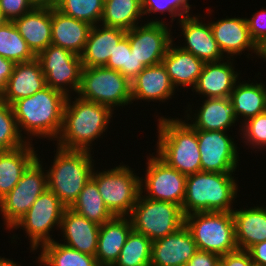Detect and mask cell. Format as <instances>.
<instances>
[{"label": "cell", "mask_w": 266, "mask_h": 266, "mask_svg": "<svg viewBox=\"0 0 266 266\" xmlns=\"http://www.w3.org/2000/svg\"><path fill=\"white\" fill-rule=\"evenodd\" d=\"M156 153L184 175L201 171L196 130L185 120L159 117Z\"/></svg>", "instance_id": "obj_4"}, {"label": "cell", "mask_w": 266, "mask_h": 266, "mask_svg": "<svg viewBox=\"0 0 266 266\" xmlns=\"http://www.w3.org/2000/svg\"><path fill=\"white\" fill-rule=\"evenodd\" d=\"M171 9L179 16V19L191 15V5L188 0H170Z\"/></svg>", "instance_id": "obj_48"}, {"label": "cell", "mask_w": 266, "mask_h": 266, "mask_svg": "<svg viewBox=\"0 0 266 266\" xmlns=\"http://www.w3.org/2000/svg\"><path fill=\"white\" fill-rule=\"evenodd\" d=\"M106 68L119 71L130 82L145 68L141 61H138L131 52L128 37L125 35L115 46L105 66Z\"/></svg>", "instance_id": "obj_37"}, {"label": "cell", "mask_w": 266, "mask_h": 266, "mask_svg": "<svg viewBox=\"0 0 266 266\" xmlns=\"http://www.w3.org/2000/svg\"><path fill=\"white\" fill-rule=\"evenodd\" d=\"M198 250L220 256L238 250L232 212H197L185 216Z\"/></svg>", "instance_id": "obj_6"}, {"label": "cell", "mask_w": 266, "mask_h": 266, "mask_svg": "<svg viewBox=\"0 0 266 266\" xmlns=\"http://www.w3.org/2000/svg\"><path fill=\"white\" fill-rule=\"evenodd\" d=\"M44 87H46V79L37 58L15 63L13 73L7 81L0 100L12 105L15 101L32 96Z\"/></svg>", "instance_id": "obj_20"}, {"label": "cell", "mask_w": 266, "mask_h": 266, "mask_svg": "<svg viewBox=\"0 0 266 266\" xmlns=\"http://www.w3.org/2000/svg\"><path fill=\"white\" fill-rule=\"evenodd\" d=\"M0 56L14 63L27 62L36 58L12 21L0 27Z\"/></svg>", "instance_id": "obj_35"}, {"label": "cell", "mask_w": 266, "mask_h": 266, "mask_svg": "<svg viewBox=\"0 0 266 266\" xmlns=\"http://www.w3.org/2000/svg\"><path fill=\"white\" fill-rule=\"evenodd\" d=\"M103 6L104 0H58L55 8L67 16L94 26L101 21Z\"/></svg>", "instance_id": "obj_38"}, {"label": "cell", "mask_w": 266, "mask_h": 266, "mask_svg": "<svg viewBox=\"0 0 266 266\" xmlns=\"http://www.w3.org/2000/svg\"><path fill=\"white\" fill-rule=\"evenodd\" d=\"M229 98L234 106L237 121L241 116L240 119L243 117L244 123L247 119L265 112L263 83H240L238 80Z\"/></svg>", "instance_id": "obj_32"}, {"label": "cell", "mask_w": 266, "mask_h": 266, "mask_svg": "<svg viewBox=\"0 0 266 266\" xmlns=\"http://www.w3.org/2000/svg\"><path fill=\"white\" fill-rule=\"evenodd\" d=\"M36 58L41 64L46 86L61 91L66 96L73 91L77 93L83 68L80 56L50 44Z\"/></svg>", "instance_id": "obj_13"}, {"label": "cell", "mask_w": 266, "mask_h": 266, "mask_svg": "<svg viewBox=\"0 0 266 266\" xmlns=\"http://www.w3.org/2000/svg\"><path fill=\"white\" fill-rule=\"evenodd\" d=\"M240 128L241 137L245 139L246 145L253 146V150L255 148L259 150L263 148L264 150L266 148V112L247 119L244 123H241Z\"/></svg>", "instance_id": "obj_40"}, {"label": "cell", "mask_w": 266, "mask_h": 266, "mask_svg": "<svg viewBox=\"0 0 266 266\" xmlns=\"http://www.w3.org/2000/svg\"><path fill=\"white\" fill-rule=\"evenodd\" d=\"M193 16V17H192ZM189 15L182 17L178 23L185 42L180 48L192 53L200 60L206 62H217L226 56L221 52L218 43L213 37L210 24L200 21V15Z\"/></svg>", "instance_id": "obj_18"}, {"label": "cell", "mask_w": 266, "mask_h": 266, "mask_svg": "<svg viewBox=\"0 0 266 266\" xmlns=\"http://www.w3.org/2000/svg\"><path fill=\"white\" fill-rule=\"evenodd\" d=\"M51 24V44L81 56L92 25L67 16L55 7L51 8Z\"/></svg>", "instance_id": "obj_24"}, {"label": "cell", "mask_w": 266, "mask_h": 266, "mask_svg": "<svg viewBox=\"0 0 266 266\" xmlns=\"http://www.w3.org/2000/svg\"><path fill=\"white\" fill-rule=\"evenodd\" d=\"M262 58L266 61V47L262 50Z\"/></svg>", "instance_id": "obj_53"}, {"label": "cell", "mask_w": 266, "mask_h": 266, "mask_svg": "<svg viewBox=\"0 0 266 266\" xmlns=\"http://www.w3.org/2000/svg\"><path fill=\"white\" fill-rule=\"evenodd\" d=\"M220 263L223 266H256L246 250H236L221 256Z\"/></svg>", "instance_id": "obj_44"}, {"label": "cell", "mask_w": 266, "mask_h": 266, "mask_svg": "<svg viewBox=\"0 0 266 266\" xmlns=\"http://www.w3.org/2000/svg\"><path fill=\"white\" fill-rule=\"evenodd\" d=\"M99 194L114 216H129L141 193L140 177L131 167L123 164L109 170H93L91 177Z\"/></svg>", "instance_id": "obj_8"}, {"label": "cell", "mask_w": 266, "mask_h": 266, "mask_svg": "<svg viewBox=\"0 0 266 266\" xmlns=\"http://www.w3.org/2000/svg\"><path fill=\"white\" fill-rule=\"evenodd\" d=\"M213 37L218 43L221 52L227 54L226 58L242 54V51L251 50L262 58V50L251 38L246 18L232 17L210 22Z\"/></svg>", "instance_id": "obj_16"}, {"label": "cell", "mask_w": 266, "mask_h": 266, "mask_svg": "<svg viewBox=\"0 0 266 266\" xmlns=\"http://www.w3.org/2000/svg\"><path fill=\"white\" fill-rule=\"evenodd\" d=\"M147 156L145 177L140 179L141 193L152 200L175 203L182 207L187 175L170 167L157 154ZM144 181V182H143Z\"/></svg>", "instance_id": "obj_12"}, {"label": "cell", "mask_w": 266, "mask_h": 266, "mask_svg": "<svg viewBox=\"0 0 266 266\" xmlns=\"http://www.w3.org/2000/svg\"><path fill=\"white\" fill-rule=\"evenodd\" d=\"M66 206L48 188L38 196L24 216L12 226L14 229L25 230L30 240L31 251L34 252L43 244L53 241L50 231L60 227ZM53 228V229H52Z\"/></svg>", "instance_id": "obj_11"}, {"label": "cell", "mask_w": 266, "mask_h": 266, "mask_svg": "<svg viewBox=\"0 0 266 266\" xmlns=\"http://www.w3.org/2000/svg\"><path fill=\"white\" fill-rule=\"evenodd\" d=\"M175 45L173 42L170 44L162 63L174 87L186 88L189 86L193 89L202 73L205 62Z\"/></svg>", "instance_id": "obj_28"}, {"label": "cell", "mask_w": 266, "mask_h": 266, "mask_svg": "<svg viewBox=\"0 0 266 266\" xmlns=\"http://www.w3.org/2000/svg\"><path fill=\"white\" fill-rule=\"evenodd\" d=\"M77 96L105 105L113 111L115 107L132 104L131 82L119 71L102 67H83Z\"/></svg>", "instance_id": "obj_7"}, {"label": "cell", "mask_w": 266, "mask_h": 266, "mask_svg": "<svg viewBox=\"0 0 266 266\" xmlns=\"http://www.w3.org/2000/svg\"><path fill=\"white\" fill-rule=\"evenodd\" d=\"M90 151L57 146L53 164L47 171L48 189L70 207L92 177L94 161Z\"/></svg>", "instance_id": "obj_5"}, {"label": "cell", "mask_w": 266, "mask_h": 266, "mask_svg": "<svg viewBox=\"0 0 266 266\" xmlns=\"http://www.w3.org/2000/svg\"><path fill=\"white\" fill-rule=\"evenodd\" d=\"M33 8H53L58 0H28Z\"/></svg>", "instance_id": "obj_49"}, {"label": "cell", "mask_w": 266, "mask_h": 266, "mask_svg": "<svg viewBox=\"0 0 266 266\" xmlns=\"http://www.w3.org/2000/svg\"><path fill=\"white\" fill-rule=\"evenodd\" d=\"M31 143L0 151V199L16 186L24 171L39 157Z\"/></svg>", "instance_id": "obj_30"}, {"label": "cell", "mask_w": 266, "mask_h": 266, "mask_svg": "<svg viewBox=\"0 0 266 266\" xmlns=\"http://www.w3.org/2000/svg\"><path fill=\"white\" fill-rule=\"evenodd\" d=\"M15 63L0 56V96L5 91L7 81L13 73Z\"/></svg>", "instance_id": "obj_46"}, {"label": "cell", "mask_w": 266, "mask_h": 266, "mask_svg": "<svg viewBox=\"0 0 266 266\" xmlns=\"http://www.w3.org/2000/svg\"><path fill=\"white\" fill-rule=\"evenodd\" d=\"M152 241L132 230L113 266H150Z\"/></svg>", "instance_id": "obj_36"}, {"label": "cell", "mask_w": 266, "mask_h": 266, "mask_svg": "<svg viewBox=\"0 0 266 266\" xmlns=\"http://www.w3.org/2000/svg\"><path fill=\"white\" fill-rule=\"evenodd\" d=\"M230 60L234 59L225 58L217 62H206L192 91L206 98L230 97L240 74L235 71L233 61Z\"/></svg>", "instance_id": "obj_19"}, {"label": "cell", "mask_w": 266, "mask_h": 266, "mask_svg": "<svg viewBox=\"0 0 266 266\" xmlns=\"http://www.w3.org/2000/svg\"><path fill=\"white\" fill-rule=\"evenodd\" d=\"M8 20L4 17L3 13L0 10V27L3 26Z\"/></svg>", "instance_id": "obj_51"}, {"label": "cell", "mask_w": 266, "mask_h": 266, "mask_svg": "<svg viewBox=\"0 0 266 266\" xmlns=\"http://www.w3.org/2000/svg\"><path fill=\"white\" fill-rule=\"evenodd\" d=\"M69 208L98 225H102L114 217L106 207L99 194L98 186L92 178L86 183Z\"/></svg>", "instance_id": "obj_34"}, {"label": "cell", "mask_w": 266, "mask_h": 266, "mask_svg": "<svg viewBox=\"0 0 266 266\" xmlns=\"http://www.w3.org/2000/svg\"><path fill=\"white\" fill-rule=\"evenodd\" d=\"M142 0H104L100 25L131 30L143 17Z\"/></svg>", "instance_id": "obj_31"}, {"label": "cell", "mask_w": 266, "mask_h": 266, "mask_svg": "<svg viewBox=\"0 0 266 266\" xmlns=\"http://www.w3.org/2000/svg\"><path fill=\"white\" fill-rule=\"evenodd\" d=\"M37 261L43 266H99L95 256L82 253L55 240L41 246Z\"/></svg>", "instance_id": "obj_33"}, {"label": "cell", "mask_w": 266, "mask_h": 266, "mask_svg": "<svg viewBox=\"0 0 266 266\" xmlns=\"http://www.w3.org/2000/svg\"><path fill=\"white\" fill-rule=\"evenodd\" d=\"M67 96L63 111V124L57 146L69 150L90 151L92 142L97 140L110 124L113 110L105 105Z\"/></svg>", "instance_id": "obj_2"}, {"label": "cell", "mask_w": 266, "mask_h": 266, "mask_svg": "<svg viewBox=\"0 0 266 266\" xmlns=\"http://www.w3.org/2000/svg\"><path fill=\"white\" fill-rule=\"evenodd\" d=\"M126 32L131 52L145 67L162 63L174 38L165 21L155 19ZM173 39V40H172Z\"/></svg>", "instance_id": "obj_14"}, {"label": "cell", "mask_w": 266, "mask_h": 266, "mask_svg": "<svg viewBox=\"0 0 266 266\" xmlns=\"http://www.w3.org/2000/svg\"><path fill=\"white\" fill-rule=\"evenodd\" d=\"M220 260L216 253L198 250L185 266H218Z\"/></svg>", "instance_id": "obj_45"}, {"label": "cell", "mask_w": 266, "mask_h": 266, "mask_svg": "<svg viewBox=\"0 0 266 266\" xmlns=\"http://www.w3.org/2000/svg\"><path fill=\"white\" fill-rule=\"evenodd\" d=\"M246 19L251 38L263 50L266 47V9L262 8Z\"/></svg>", "instance_id": "obj_41"}, {"label": "cell", "mask_w": 266, "mask_h": 266, "mask_svg": "<svg viewBox=\"0 0 266 266\" xmlns=\"http://www.w3.org/2000/svg\"><path fill=\"white\" fill-rule=\"evenodd\" d=\"M45 171L40 157H37L24 171L16 186L0 199V212L8 231L48 188Z\"/></svg>", "instance_id": "obj_10"}, {"label": "cell", "mask_w": 266, "mask_h": 266, "mask_svg": "<svg viewBox=\"0 0 266 266\" xmlns=\"http://www.w3.org/2000/svg\"><path fill=\"white\" fill-rule=\"evenodd\" d=\"M248 252L256 266H266V241L253 245Z\"/></svg>", "instance_id": "obj_47"}, {"label": "cell", "mask_w": 266, "mask_h": 266, "mask_svg": "<svg viewBox=\"0 0 266 266\" xmlns=\"http://www.w3.org/2000/svg\"><path fill=\"white\" fill-rule=\"evenodd\" d=\"M32 9L28 0H0V10L8 21H13Z\"/></svg>", "instance_id": "obj_42"}, {"label": "cell", "mask_w": 266, "mask_h": 266, "mask_svg": "<svg viewBox=\"0 0 266 266\" xmlns=\"http://www.w3.org/2000/svg\"><path fill=\"white\" fill-rule=\"evenodd\" d=\"M0 266H21V265L14 262L13 259L10 260L4 257H0Z\"/></svg>", "instance_id": "obj_50"}, {"label": "cell", "mask_w": 266, "mask_h": 266, "mask_svg": "<svg viewBox=\"0 0 266 266\" xmlns=\"http://www.w3.org/2000/svg\"><path fill=\"white\" fill-rule=\"evenodd\" d=\"M234 209L232 215L238 249L248 251L253 245L266 241V207Z\"/></svg>", "instance_id": "obj_29"}, {"label": "cell", "mask_w": 266, "mask_h": 266, "mask_svg": "<svg viewBox=\"0 0 266 266\" xmlns=\"http://www.w3.org/2000/svg\"><path fill=\"white\" fill-rule=\"evenodd\" d=\"M201 158V171L235 173L239 161L237 145L224 131L195 129Z\"/></svg>", "instance_id": "obj_15"}, {"label": "cell", "mask_w": 266, "mask_h": 266, "mask_svg": "<svg viewBox=\"0 0 266 266\" xmlns=\"http://www.w3.org/2000/svg\"><path fill=\"white\" fill-rule=\"evenodd\" d=\"M126 32L120 28L106 27L100 24L92 26L84 51L80 56L82 66H106L109 57L113 55L115 46L126 35Z\"/></svg>", "instance_id": "obj_26"}, {"label": "cell", "mask_w": 266, "mask_h": 266, "mask_svg": "<svg viewBox=\"0 0 266 266\" xmlns=\"http://www.w3.org/2000/svg\"><path fill=\"white\" fill-rule=\"evenodd\" d=\"M66 99L61 91L46 86L32 96L15 101L11 106L20 134L26 139L21 133L24 130L28 142L33 141V136L55 141L62 128Z\"/></svg>", "instance_id": "obj_1"}, {"label": "cell", "mask_w": 266, "mask_h": 266, "mask_svg": "<svg viewBox=\"0 0 266 266\" xmlns=\"http://www.w3.org/2000/svg\"><path fill=\"white\" fill-rule=\"evenodd\" d=\"M132 230L129 216H114L100 225L95 253L99 266H113L115 264Z\"/></svg>", "instance_id": "obj_23"}, {"label": "cell", "mask_w": 266, "mask_h": 266, "mask_svg": "<svg viewBox=\"0 0 266 266\" xmlns=\"http://www.w3.org/2000/svg\"><path fill=\"white\" fill-rule=\"evenodd\" d=\"M12 22L36 56L51 44V8H33Z\"/></svg>", "instance_id": "obj_27"}, {"label": "cell", "mask_w": 266, "mask_h": 266, "mask_svg": "<svg viewBox=\"0 0 266 266\" xmlns=\"http://www.w3.org/2000/svg\"><path fill=\"white\" fill-rule=\"evenodd\" d=\"M234 173L197 172L187 175L183 214L232 212L238 184Z\"/></svg>", "instance_id": "obj_3"}, {"label": "cell", "mask_w": 266, "mask_h": 266, "mask_svg": "<svg viewBox=\"0 0 266 266\" xmlns=\"http://www.w3.org/2000/svg\"><path fill=\"white\" fill-rule=\"evenodd\" d=\"M27 143L20 134L12 106L0 100V151L16 149Z\"/></svg>", "instance_id": "obj_39"}, {"label": "cell", "mask_w": 266, "mask_h": 266, "mask_svg": "<svg viewBox=\"0 0 266 266\" xmlns=\"http://www.w3.org/2000/svg\"><path fill=\"white\" fill-rule=\"evenodd\" d=\"M263 93H264V109L266 112V87L264 84H263Z\"/></svg>", "instance_id": "obj_52"}, {"label": "cell", "mask_w": 266, "mask_h": 266, "mask_svg": "<svg viewBox=\"0 0 266 266\" xmlns=\"http://www.w3.org/2000/svg\"><path fill=\"white\" fill-rule=\"evenodd\" d=\"M198 251L185 224L176 232L152 242L150 266H185Z\"/></svg>", "instance_id": "obj_17"}, {"label": "cell", "mask_w": 266, "mask_h": 266, "mask_svg": "<svg viewBox=\"0 0 266 266\" xmlns=\"http://www.w3.org/2000/svg\"><path fill=\"white\" fill-rule=\"evenodd\" d=\"M201 106L193 115L187 113L185 116L187 118L185 121L191 120V123H188L194 129L227 132L237 121L235 109L229 97L206 98Z\"/></svg>", "instance_id": "obj_25"}, {"label": "cell", "mask_w": 266, "mask_h": 266, "mask_svg": "<svg viewBox=\"0 0 266 266\" xmlns=\"http://www.w3.org/2000/svg\"><path fill=\"white\" fill-rule=\"evenodd\" d=\"M142 12L143 15H148L151 13H158L160 12L161 14L166 12H169L170 16H171V22L173 23V21H175L174 19H176L175 17H178L177 19H179V16L171 9V2L170 0H142Z\"/></svg>", "instance_id": "obj_43"}, {"label": "cell", "mask_w": 266, "mask_h": 266, "mask_svg": "<svg viewBox=\"0 0 266 266\" xmlns=\"http://www.w3.org/2000/svg\"><path fill=\"white\" fill-rule=\"evenodd\" d=\"M134 231L152 242L176 232L185 224L182 207L170 202L152 200L140 193L129 215Z\"/></svg>", "instance_id": "obj_9"}, {"label": "cell", "mask_w": 266, "mask_h": 266, "mask_svg": "<svg viewBox=\"0 0 266 266\" xmlns=\"http://www.w3.org/2000/svg\"><path fill=\"white\" fill-rule=\"evenodd\" d=\"M59 228L65 238L62 244L95 256L100 225L66 207Z\"/></svg>", "instance_id": "obj_21"}, {"label": "cell", "mask_w": 266, "mask_h": 266, "mask_svg": "<svg viewBox=\"0 0 266 266\" xmlns=\"http://www.w3.org/2000/svg\"><path fill=\"white\" fill-rule=\"evenodd\" d=\"M167 70L163 63L145 67L131 81L132 101H162L172 99L175 93Z\"/></svg>", "instance_id": "obj_22"}]
</instances>
